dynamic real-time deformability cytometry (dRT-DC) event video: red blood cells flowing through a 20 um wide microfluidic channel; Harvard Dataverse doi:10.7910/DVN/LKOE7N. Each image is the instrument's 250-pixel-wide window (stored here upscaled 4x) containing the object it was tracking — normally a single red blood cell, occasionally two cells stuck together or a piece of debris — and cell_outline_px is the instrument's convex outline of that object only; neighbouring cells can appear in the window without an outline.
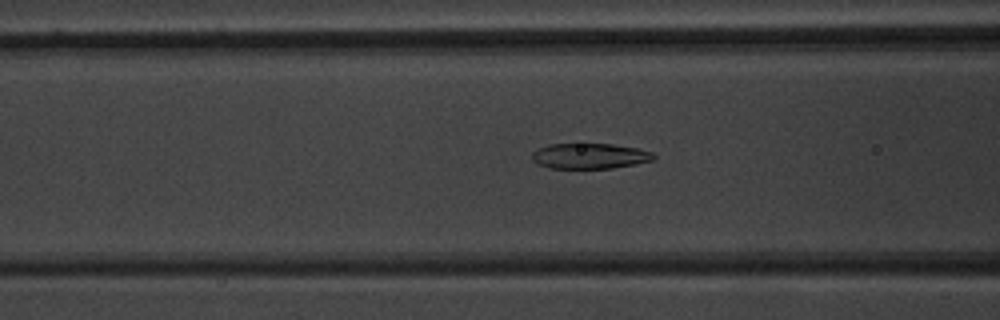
{"species": "common noctule bat (a hibernating species)", "species_latin": "Nyctalus noctula", "temperature_condition": "warm", "stored_images_in_passage": 50, "camera_frame_rate_fps": 3000, "um_per_image_px": 0.085, "animal": {"sex": "male", "body_mass_g": 20.1, "forearm_length_mm": 53.5}, "frame": {"image": 1, "passage_image": 20, "time_ms": 6.333, "image_size_px": [1000, 320], "cell_outline_px": [[656, 156], [652, 160], [636, 164], [612, 168], [548, 168], [532, 160], [532, 152], [536, 148], [548, 144], [612, 144], [636, 148], [652, 152]], "centroid_in_image_um": [50.1, 13.26], "position_along_channel_um": 116.5, "area_um2": 18.03}}
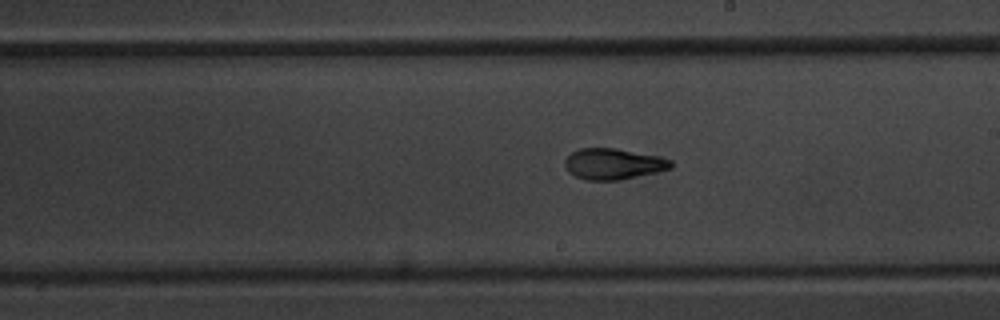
{"frame": {"image": 2, "passage_image": 29, "time_ms": 9.333, "image_size_px": [1000, 320], "cell_outline_px": [[672, 168], [656, 172], [620, 180], [588, 180], [576, 176], [568, 172], [564, 164], [564, 160], [572, 152], [580, 148], [616, 148], [660, 156], [672, 160]], "centroid_in_image_um": [52.14, 13.92], "position_along_channel_um": 236.9, "area_um2": 19.19}}
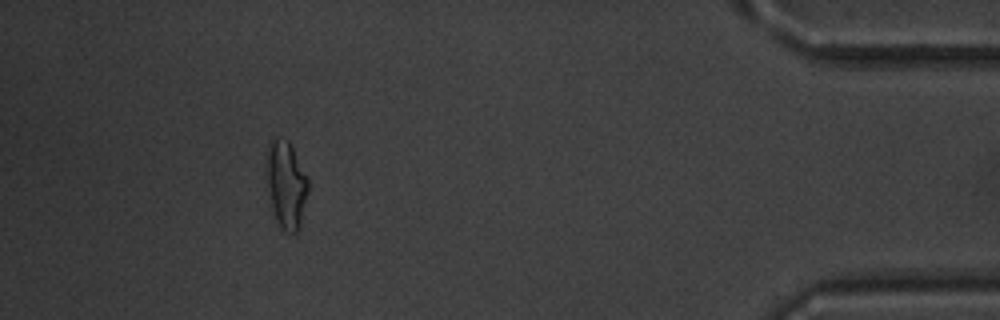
{"frame": {"image": 3, "passage_image": 46, "time_ms": 15.0, "image_size_px": [1000, 320], "cell_outline_px": [[308, 192], [300, 228], [296, 232], [284, 232], [280, 228], [276, 220], [272, 208], [264, 168], [264, 156], [268, 144], [276, 136], [288, 140], [308, 176]], "centroid_in_image_um": [24.3, 15.65], "position_along_channel_um": 410.9, "area_um2": 21.85}, "authors_computed_cell_mechanics": {"area_um2": 19.8832, "velocity_mm_per_s": 4.0113, "shape_relaxation_time_tau1_ms": 4.7549, "shape_relaxation_time_tau2_ms": 1.829, "deformation_change_tau1": 0.1701, "deformation_change_tau2": 0.0941}}